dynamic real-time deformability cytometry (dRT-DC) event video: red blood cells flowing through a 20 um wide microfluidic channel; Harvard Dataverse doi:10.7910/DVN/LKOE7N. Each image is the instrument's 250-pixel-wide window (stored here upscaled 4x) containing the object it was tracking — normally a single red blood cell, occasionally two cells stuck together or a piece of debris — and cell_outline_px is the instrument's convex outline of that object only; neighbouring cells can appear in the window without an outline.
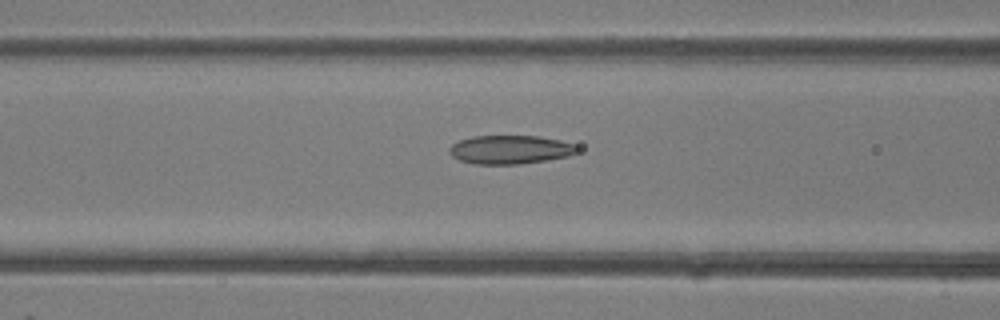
{"species": "common noctule bat (a hibernating species)", "species_latin": "Nyctalus noctula", "temperature_condition": "room temperature", "stored_images_in_passage": 29, "camera_frame_rate_fps": 3000, "um_per_image_px": 0.085, "animal": {"sex": "female"}, "frame": {"image": 1, "passage_image": 5, "time_ms": 1.333, "image_size_px": [1000, 320], "cell_outline_px": [[580, 148], [576, 152], [568, 156], [548, 160], [516, 164], [476, 164], [460, 160], [452, 156], [448, 152], [448, 148], [452, 144], [460, 140], [472, 136], [536, 136], [560, 140], [576, 144]], "centroid_in_image_um": [43.37, 12.71], "position_along_channel_um": 123.2, "area_um2": 21.39}}
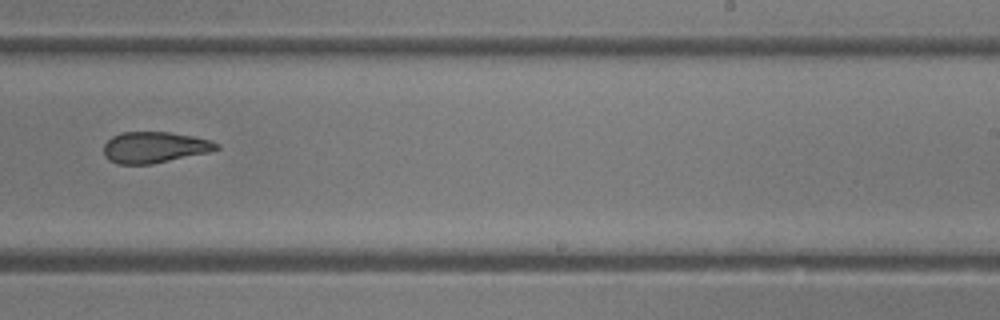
{"frame": {"image": 2, "passage_image": 14, "time_ms": 4.333, "image_size_px": [1000, 320], "cell_outline_px": [[220, 148], [208, 152], [152, 164], [116, 164], [108, 160], [104, 156], [104, 144], [112, 136], [120, 132], [168, 132], [192, 136], [212, 140], [220, 144]], "centroid_in_image_um": [13.12, 12.52], "position_along_channel_um": 275.9, "area_um2": 20.52}}
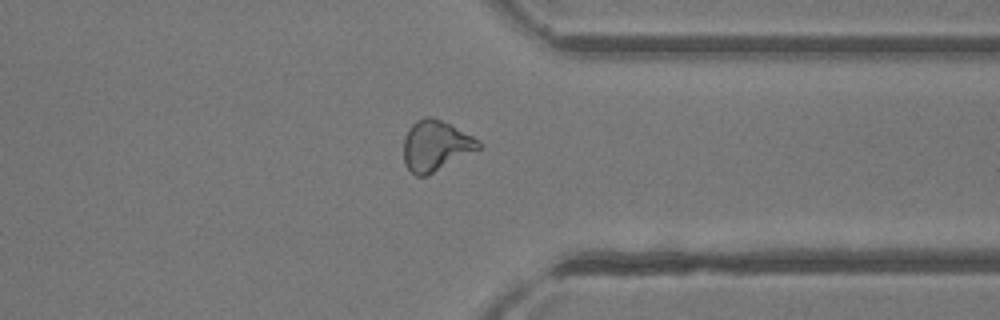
{"frame": {"image": 3, "passage_image": 20, "time_ms": 6.333, "image_size_px": [1000, 320], "cell_outline_px": [[484, 148], [424, 176], [416, 176], [404, 164], [404, 136], [408, 128], [416, 120], [424, 116], [432, 116], [480, 140], [484, 144]], "centroid_in_image_um": [37.05, 12.37], "position_along_channel_um": 374.3, "area_um2": 22.14}}